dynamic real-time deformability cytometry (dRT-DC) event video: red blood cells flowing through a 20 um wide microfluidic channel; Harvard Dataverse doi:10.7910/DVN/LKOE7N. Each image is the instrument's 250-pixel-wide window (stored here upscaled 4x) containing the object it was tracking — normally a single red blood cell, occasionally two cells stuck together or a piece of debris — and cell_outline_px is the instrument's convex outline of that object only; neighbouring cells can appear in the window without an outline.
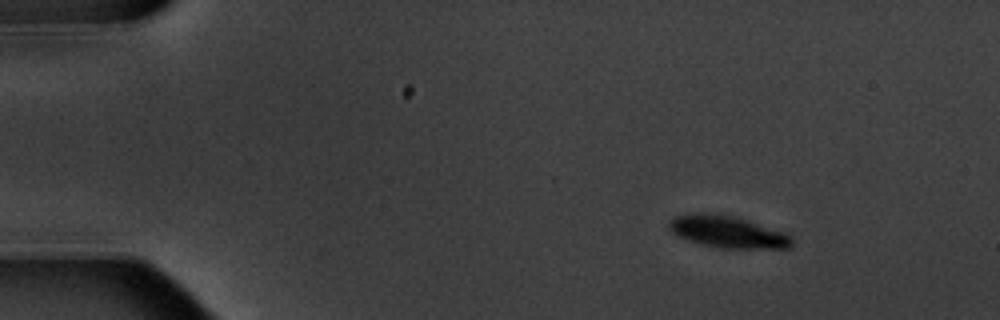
{"species": "common noctule bat (a hibernating species)", "species_latin": "Nyctalus noctula", "temperature_condition": "warm", "stored_images_in_passage": 4, "camera_frame_rate_fps": 3000, "um_per_image_px": 0.085, "animal": {"sex": "male", "body_mass_g": 20.1, "forearm_length_mm": 53.5}, "frame": {"image": 1, "passage_image": 1, "time_ms": 0.0, "image_size_px": [1000, 320], "cell_outline_px": [[792, 248], [720, 248], [688, 240], [676, 236], [668, 228], [668, 220], [676, 216], [700, 212], [732, 216], [784, 232], [792, 236]], "centroid_in_image_um": [61.82, 19.71], "position_along_channel_um": 23.2, "area_um2": 22.6}}
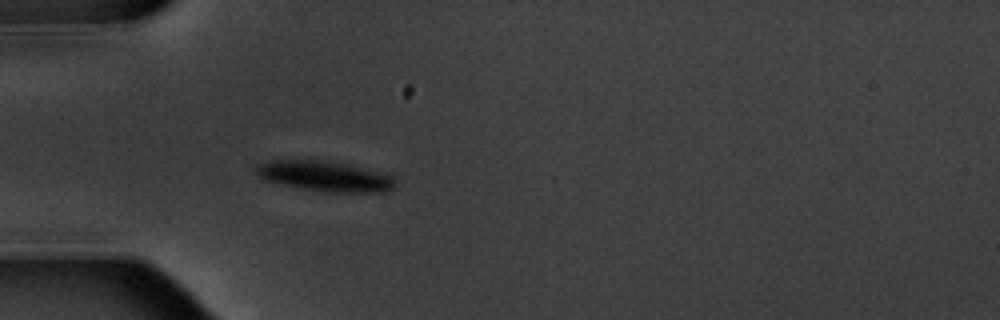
{"frame": {"image": 2, "passage_image": 4, "time_ms": 3.333, "image_size_px": [1000, 320], "cell_outline_px": [[396, 188], [388, 192], [328, 192], [304, 188], [264, 180], [256, 172], [256, 164], [268, 160], [324, 160], [348, 164], [392, 176], [396, 180]], "centroid_in_image_um": [27.64, 14.97], "position_along_channel_um": 57.4, "area_um2": 24.45}}